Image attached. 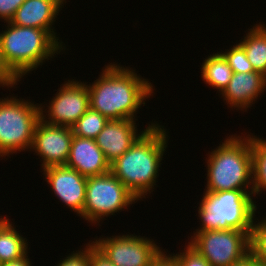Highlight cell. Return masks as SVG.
<instances>
[{"instance_id": "cell-1", "label": "cell", "mask_w": 266, "mask_h": 266, "mask_svg": "<svg viewBox=\"0 0 266 266\" xmlns=\"http://www.w3.org/2000/svg\"><path fill=\"white\" fill-rule=\"evenodd\" d=\"M153 86L135 70L110 63L92 85H87L90 108L108 120H137L136 112L154 93Z\"/></svg>"}, {"instance_id": "cell-2", "label": "cell", "mask_w": 266, "mask_h": 266, "mask_svg": "<svg viewBox=\"0 0 266 266\" xmlns=\"http://www.w3.org/2000/svg\"><path fill=\"white\" fill-rule=\"evenodd\" d=\"M156 123L148 128L122 156L110 164V172L137 198L153 192L159 167L167 148L168 135Z\"/></svg>"}, {"instance_id": "cell-3", "label": "cell", "mask_w": 266, "mask_h": 266, "mask_svg": "<svg viewBox=\"0 0 266 266\" xmlns=\"http://www.w3.org/2000/svg\"><path fill=\"white\" fill-rule=\"evenodd\" d=\"M7 27L0 32V62L16 82L66 49L47 30L17 26L10 21Z\"/></svg>"}, {"instance_id": "cell-4", "label": "cell", "mask_w": 266, "mask_h": 266, "mask_svg": "<svg viewBox=\"0 0 266 266\" xmlns=\"http://www.w3.org/2000/svg\"><path fill=\"white\" fill-rule=\"evenodd\" d=\"M215 149L206 161L205 191L253 190L251 136H229Z\"/></svg>"}, {"instance_id": "cell-5", "label": "cell", "mask_w": 266, "mask_h": 266, "mask_svg": "<svg viewBox=\"0 0 266 266\" xmlns=\"http://www.w3.org/2000/svg\"><path fill=\"white\" fill-rule=\"evenodd\" d=\"M203 194L198 207V217L202 223L196 231L252 230L257 210L253 190L204 191Z\"/></svg>"}, {"instance_id": "cell-6", "label": "cell", "mask_w": 266, "mask_h": 266, "mask_svg": "<svg viewBox=\"0 0 266 266\" xmlns=\"http://www.w3.org/2000/svg\"><path fill=\"white\" fill-rule=\"evenodd\" d=\"M40 119V104L14 96L0 98V157L31 149Z\"/></svg>"}, {"instance_id": "cell-7", "label": "cell", "mask_w": 266, "mask_h": 266, "mask_svg": "<svg viewBox=\"0 0 266 266\" xmlns=\"http://www.w3.org/2000/svg\"><path fill=\"white\" fill-rule=\"evenodd\" d=\"M137 201L138 198L111 172L87 177L83 219L99 224L103 217L128 209Z\"/></svg>"}, {"instance_id": "cell-8", "label": "cell", "mask_w": 266, "mask_h": 266, "mask_svg": "<svg viewBox=\"0 0 266 266\" xmlns=\"http://www.w3.org/2000/svg\"><path fill=\"white\" fill-rule=\"evenodd\" d=\"M190 242L211 266H232L250 255L251 231L206 230L193 233Z\"/></svg>"}, {"instance_id": "cell-9", "label": "cell", "mask_w": 266, "mask_h": 266, "mask_svg": "<svg viewBox=\"0 0 266 266\" xmlns=\"http://www.w3.org/2000/svg\"><path fill=\"white\" fill-rule=\"evenodd\" d=\"M111 237H100L93 243L116 266H150L162 252L153 239L133 234Z\"/></svg>"}, {"instance_id": "cell-10", "label": "cell", "mask_w": 266, "mask_h": 266, "mask_svg": "<svg viewBox=\"0 0 266 266\" xmlns=\"http://www.w3.org/2000/svg\"><path fill=\"white\" fill-rule=\"evenodd\" d=\"M47 106L46 115L41 107V120L50 125L72 128L77 120L90 108L87 83L72 79L65 81ZM48 115V116H47ZM48 118H47V117ZM46 118V119H45Z\"/></svg>"}, {"instance_id": "cell-11", "label": "cell", "mask_w": 266, "mask_h": 266, "mask_svg": "<svg viewBox=\"0 0 266 266\" xmlns=\"http://www.w3.org/2000/svg\"><path fill=\"white\" fill-rule=\"evenodd\" d=\"M73 136L70 127L50 125L41 119L38 121L30 150H35L36 155L41 157L42 169L66 165Z\"/></svg>"}, {"instance_id": "cell-12", "label": "cell", "mask_w": 266, "mask_h": 266, "mask_svg": "<svg viewBox=\"0 0 266 266\" xmlns=\"http://www.w3.org/2000/svg\"><path fill=\"white\" fill-rule=\"evenodd\" d=\"M42 171L55 196L83 218L87 177L66 165L50 166Z\"/></svg>"}, {"instance_id": "cell-13", "label": "cell", "mask_w": 266, "mask_h": 266, "mask_svg": "<svg viewBox=\"0 0 266 266\" xmlns=\"http://www.w3.org/2000/svg\"><path fill=\"white\" fill-rule=\"evenodd\" d=\"M135 122L133 119L109 120L104 129L95 138L96 144L110 164L129 150L148 128L156 125L152 122L144 131L142 130L140 134H137Z\"/></svg>"}, {"instance_id": "cell-14", "label": "cell", "mask_w": 266, "mask_h": 266, "mask_svg": "<svg viewBox=\"0 0 266 266\" xmlns=\"http://www.w3.org/2000/svg\"><path fill=\"white\" fill-rule=\"evenodd\" d=\"M66 166L85 177L110 172V163L96 144L95 139L73 136Z\"/></svg>"}, {"instance_id": "cell-15", "label": "cell", "mask_w": 266, "mask_h": 266, "mask_svg": "<svg viewBox=\"0 0 266 266\" xmlns=\"http://www.w3.org/2000/svg\"><path fill=\"white\" fill-rule=\"evenodd\" d=\"M265 88L266 76L260 72L233 73L221 97H224L223 100L230 105V108L247 111L246 109L253 105V101L258 99Z\"/></svg>"}, {"instance_id": "cell-16", "label": "cell", "mask_w": 266, "mask_h": 266, "mask_svg": "<svg viewBox=\"0 0 266 266\" xmlns=\"http://www.w3.org/2000/svg\"><path fill=\"white\" fill-rule=\"evenodd\" d=\"M62 7L63 0H25L10 22L17 26L47 30L58 41L55 29L51 27Z\"/></svg>"}, {"instance_id": "cell-17", "label": "cell", "mask_w": 266, "mask_h": 266, "mask_svg": "<svg viewBox=\"0 0 266 266\" xmlns=\"http://www.w3.org/2000/svg\"><path fill=\"white\" fill-rule=\"evenodd\" d=\"M0 216V258L2 262H10L23 258L28 250L27 239L24 238L7 217ZM26 239V240H25Z\"/></svg>"}, {"instance_id": "cell-18", "label": "cell", "mask_w": 266, "mask_h": 266, "mask_svg": "<svg viewBox=\"0 0 266 266\" xmlns=\"http://www.w3.org/2000/svg\"><path fill=\"white\" fill-rule=\"evenodd\" d=\"M238 44L245 50L254 71L266 76V25H254Z\"/></svg>"}, {"instance_id": "cell-19", "label": "cell", "mask_w": 266, "mask_h": 266, "mask_svg": "<svg viewBox=\"0 0 266 266\" xmlns=\"http://www.w3.org/2000/svg\"><path fill=\"white\" fill-rule=\"evenodd\" d=\"M201 67L202 80L222 93L233 75V71L223 55L217 52L208 56Z\"/></svg>"}, {"instance_id": "cell-20", "label": "cell", "mask_w": 266, "mask_h": 266, "mask_svg": "<svg viewBox=\"0 0 266 266\" xmlns=\"http://www.w3.org/2000/svg\"><path fill=\"white\" fill-rule=\"evenodd\" d=\"M253 195L266 190V140L251 135Z\"/></svg>"}, {"instance_id": "cell-21", "label": "cell", "mask_w": 266, "mask_h": 266, "mask_svg": "<svg viewBox=\"0 0 266 266\" xmlns=\"http://www.w3.org/2000/svg\"><path fill=\"white\" fill-rule=\"evenodd\" d=\"M108 119L96 110L89 108L72 127L75 136L95 139L108 123Z\"/></svg>"}, {"instance_id": "cell-22", "label": "cell", "mask_w": 266, "mask_h": 266, "mask_svg": "<svg viewBox=\"0 0 266 266\" xmlns=\"http://www.w3.org/2000/svg\"><path fill=\"white\" fill-rule=\"evenodd\" d=\"M250 254L266 266V217L258 223L253 222L250 234Z\"/></svg>"}, {"instance_id": "cell-23", "label": "cell", "mask_w": 266, "mask_h": 266, "mask_svg": "<svg viewBox=\"0 0 266 266\" xmlns=\"http://www.w3.org/2000/svg\"><path fill=\"white\" fill-rule=\"evenodd\" d=\"M220 53L226 59L233 73L254 72L252 64L248 61L245 50L237 43L231 49Z\"/></svg>"}, {"instance_id": "cell-24", "label": "cell", "mask_w": 266, "mask_h": 266, "mask_svg": "<svg viewBox=\"0 0 266 266\" xmlns=\"http://www.w3.org/2000/svg\"><path fill=\"white\" fill-rule=\"evenodd\" d=\"M184 252L173 254L179 266H211L209 262L190 244H188Z\"/></svg>"}, {"instance_id": "cell-25", "label": "cell", "mask_w": 266, "mask_h": 266, "mask_svg": "<svg viewBox=\"0 0 266 266\" xmlns=\"http://www.w3.org/2000/svg\"><path fill=\"white\" fill-rule=\"evenodd\" d=\"M57 266H90L89 264V243L86 244L84 250H78L72 252L71 255L65 257V259L60 260Z\"/></svg>"}, {"instance_id": "cell-26", "label": "cell", "mask_w": 266, "mask_h": 266, "mask_svg": "<svg viewBox=\"0 0 266 266\" xmlns=\"http://www.w3.org/2000/svg\"><path fill=\"white\" fill-rule=\"evenodd\" d=\"M90 266H116L93 242H89Z\"/></svg>"}, {"instance_id": "cell-27", "label": "cell", "mask_w": 266, "mask_h": 266, "mask_svg": "<svg viewBox=\"0 0 266 266\" xmlns=\"http://www.w3.org/2000/svg\"><path fill=\"white\" fill-rule=\"evenodd\" d=\"M25 0H0V20L9 22Z\"/></svg>"}, {"instance_id": "cell-28", "label": "cell", "mask_w": 266, "mask_h": 266, "mask_svg": "<svg viewBox=\"0 0 266 266\" xmlns=\"http://www.w3.org/2000/svg\"><path fill=\"white\" fill-rule=\"evenodd\" d=\"M166 255L167 253L162 251L150 266H179L172 254Z\"/></svg>"}, {"instance_id": "cell-29", "label": "cell", "mask_w": 266, "mask_h": 266, "mask_svg": "<svg viewBox=\"0 0 266 266\" xmlns=\"http://www.w3.org/2000/svg\"><path fill=\"white\" fill-rule=\"evenodd\" d=\"M17 85V82L4 70L0 62V86L11 88Z\"/></svg>"}, {"instance_id": "cell-30", "label": "cell", "mask_w": 266, "mask_h": 266, "mask_svg": "<svg viewBox=\"0 0 266 266\" xmlns=\"http://www.w3.org/2000/svg\"><path fill=\"white\" fill-rule=\"evenodd\" d=\"M30 258H28L27 254L20 259L13 260L10 262H4L1 266H32Z\"/></svg>"}, {"instance_id": "cell-31", "label": "cell", "mask_w": 266, "mask_h": 266, "mask_svg": "<svg viewBox=\"0 0 266 266\" xmlns=\"http://www.w3.org/2000/svg\"><path fill=\"white\" fill-rule=\"evenodd\" d=\"M232 266H263L251 254L248 255L243 261Z\"/></svg>"}]
</instances>
